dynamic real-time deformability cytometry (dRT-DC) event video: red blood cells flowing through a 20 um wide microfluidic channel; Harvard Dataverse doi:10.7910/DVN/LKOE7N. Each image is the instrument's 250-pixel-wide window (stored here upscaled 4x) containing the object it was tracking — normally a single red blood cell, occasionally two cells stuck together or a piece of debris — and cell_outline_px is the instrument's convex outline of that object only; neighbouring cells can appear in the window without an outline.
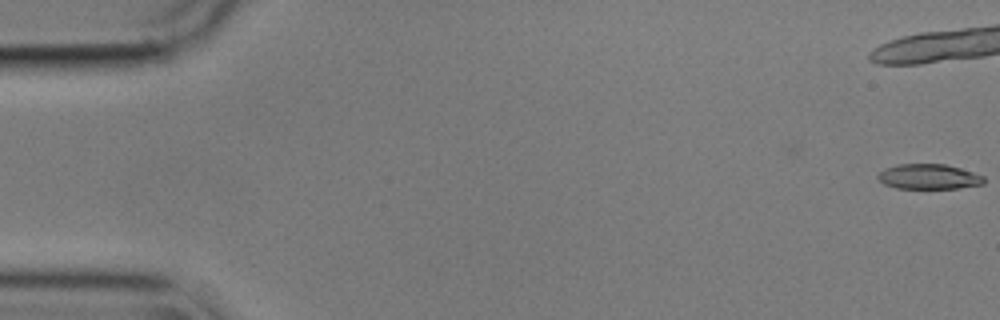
{"species": "common noctule bat (a hibernating species)", "species_latin": "Nyctalus noctula", "temperature_condition": "cold", "stored_images_in_passage": 22, "camera_frame_rate_fps": 3000, "um_per_image_px": 0.085, "animal": {"sex": "male", "body_mass_g": 17.9}, "frame": {"image": 1, "passage_image": 1, "time_ms": 0.0, "image_size_px": [1000, 320], "cell_outline_px": [[984, 184], [960, 188], [896, 188], [884, 184], [876, 176], [884, 168], [900, 164], [944, 164], [960, 168], [984, 176]], "centroid_in_image_um": [78.94, 15.02], "position_along_channel_um": 6.1, "area_um2": 15.43}}